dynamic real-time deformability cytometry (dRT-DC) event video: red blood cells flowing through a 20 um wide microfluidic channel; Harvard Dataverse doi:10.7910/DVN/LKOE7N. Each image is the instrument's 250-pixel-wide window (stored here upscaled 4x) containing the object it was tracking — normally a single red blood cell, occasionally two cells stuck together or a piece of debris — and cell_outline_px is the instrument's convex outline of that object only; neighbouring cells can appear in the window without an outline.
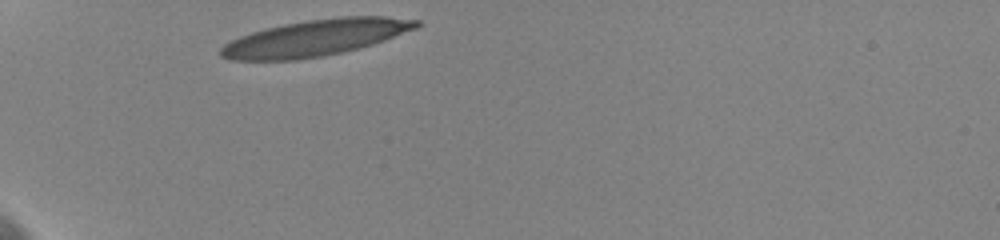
{"species": "human", "species_latin": "Homo sapiens", "temperature_condition": "cold", "stored_images_in_passage": 31, "camera_frame_rate_fps": 3000, "um_per_image_px": 0.085, "donor": {"sex": "female"}, "frame": {"image": 1, "passage_image": 1, "time_ms": 0.0, "image_size_px": [1000, 240], "cell_outline_px": [[424, 24], [416, 28], [384, 40], [372, 44], [340, 52], [320, 56], [296, 60], [228, 60], [220, 56], [220, 48], [224, 44], [240, 36], [252, 32], [284, 24], [308, 20], [340, 16], [388, 16], [420, 20]], "centroid_in_image_um": [26.82, 3.2], "position_along_channel_um": 58.2, "area_um2": 41.1}, "authors_computed_cell_mechanics": {"area_um2": 39.882, "velocity_mm_per_s": 3.5724, "shape_relaxation_time_tau1_ms": 6.8733, "shape_relaxation_time_tau2_ms": 1.3893, "deformation_change_tau1": 0.2255, "deformation_change_tau2": 0.1142}}